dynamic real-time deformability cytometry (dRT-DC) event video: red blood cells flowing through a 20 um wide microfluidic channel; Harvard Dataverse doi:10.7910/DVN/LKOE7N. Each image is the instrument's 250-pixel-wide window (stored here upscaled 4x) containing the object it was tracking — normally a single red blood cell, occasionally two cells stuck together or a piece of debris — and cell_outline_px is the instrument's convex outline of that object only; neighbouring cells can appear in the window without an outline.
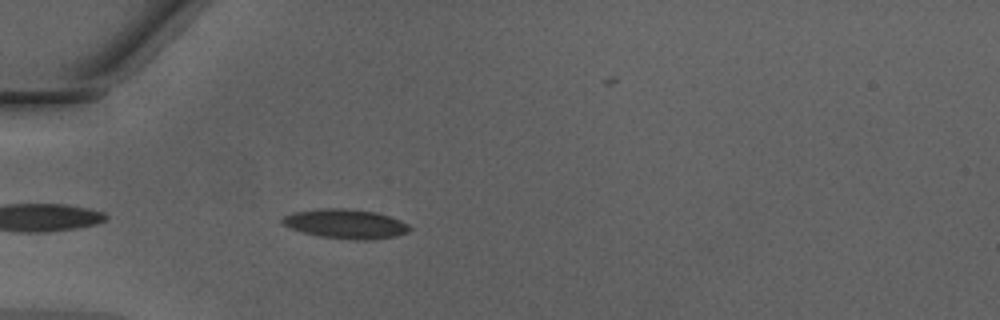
{"species": "Egyptian fruit bat (a non-hibernating species)", "species_latin": "Rousettus aegyptiacus", "temperature_condition": "warm", "stored_images_in_passage": 35, "camera_frame_rate_fps": 3000, "um_per_image_px": 0.085, "animal": {"sex": "male"}, "frame": {"image": 1, "passage_image": 3, "time_ms": 0.667, "image_size_px": [1000, 320], "cell_outline_px": [[412, 228], [408, 232], [396, 236], [372, 240], [356, 240], [320, 236], [288, 228], [280, 220], [284, 216], [296, 212], [320, 208], [344, 208], [376, 212], [400, 220], [408, 224]], "centroid_in_image_um": [29.4, 19.03], "position_along_channel_um": 55.6, "area_um2": 21.73}}
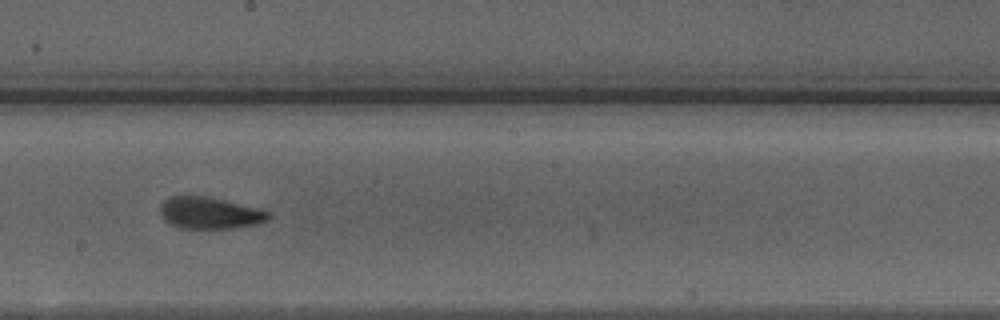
{"frame": {"image": 2, "passage_image": 16, "time_ms": 5.0, "image_size_px": [1000, 320], "cell_outline_px": [[272, 216], [268, 220], [256, 224], [236, 228], [180, 228], [164, 220], [160, 216], [160, 204], [164, 200], [172, 196], [204, 196], [260, 208], [268, 212]], "centroid_in_image_um": [17.83, 18.11], "position_along_channel_um": 230.4, "area_um2": 20.0}}
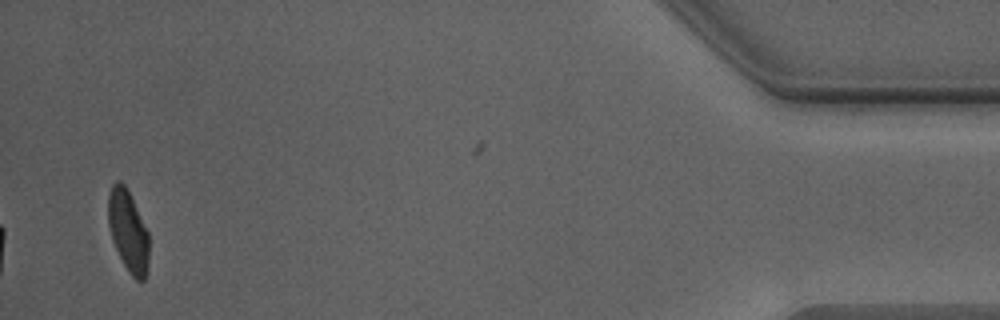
{"frame": {"image": 3, "passage_image": 35, "time_ms": 11.333, "image_size_px": [1000, 320], "cell_outline_px": [[148, 272], [144, 280], [136, 280], [128, 272], [112, 240], [108, 224], [108, 192], [112, 184], [116, 180], [120, 180], [124, 184], [148, 232]], "centroid_in_image_um": [10.88, 19.65], "position_along_channel_um": 424.3, "area_um2": 19.19}, "authors_computed_cell_mechanics": {"area_um2": 20.7502, "velocity_mm_per_s": 4.2852, "shape_relaxation_time_tau1_ms": 3.9682, "shape_relaxation_time_tau2_ms": 1.0828, "deformation_change_tau1": 0.1547, "deformation_change_tau2": 0.0744}}